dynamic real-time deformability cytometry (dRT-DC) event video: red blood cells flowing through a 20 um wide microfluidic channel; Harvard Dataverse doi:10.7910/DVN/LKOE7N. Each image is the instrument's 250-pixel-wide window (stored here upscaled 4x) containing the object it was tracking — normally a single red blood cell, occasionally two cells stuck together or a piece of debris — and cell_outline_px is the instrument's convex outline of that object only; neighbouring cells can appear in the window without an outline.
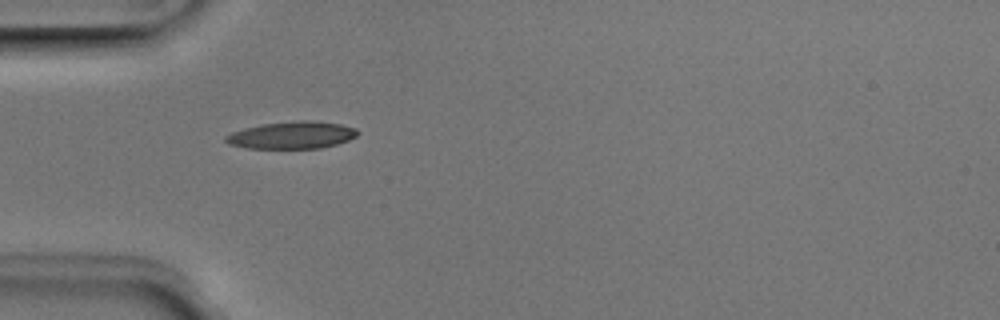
{"species": "Egyptian fruit bat (a non-hibernating species)", "species_latin": "Rousettus aegyptiacus", "temperature_condition": "room temperature", "stored_images_in_passage": 36, "camera_frame_rate_fps": 3000, "um_per_image_px": 0.085, "animal": {"sex": "male"}, "frame": {"image": 1, "passage_image": 1, "time_ms": 0.0, "image_size_px": [1000, 320], "cell_outline_px": [[360, 132], [356, 136], [348, 140], [336, 144], [320, 148], [248, 148], [228, 144], [224, 140], [224, 136], [232, 132], [244, 128], [264, 124], [300, 120], [304, 120], [340, 124], [356, 128]], "centroid_in_image_um": [24.8, 11.49], "position_along_channel_um": 60.2, "area_um2": 20.75}}
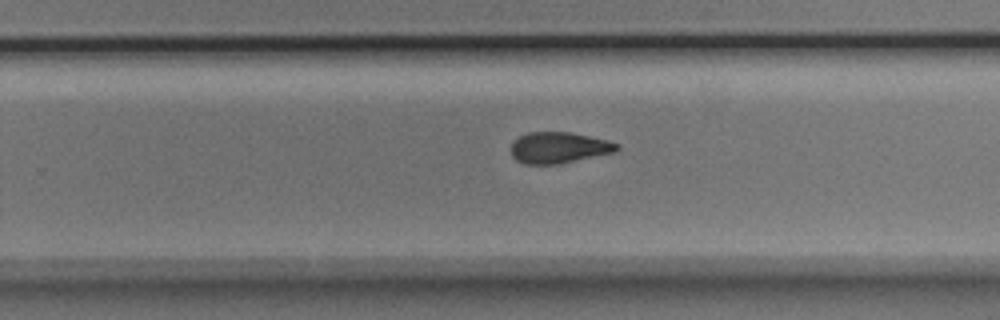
{"frame": {"image": 2, "passage_image": 18, "time_ms": 5.667, "image_size_px": [1000, 320], "cell_outline_px": [[620, 148], [616, 152], [560, 164], [524, 164], [516, 160], [512, 156], [508, 148], [512, 140], [528, 132], [572, 132], [608, 140], [620, 144]], "centroid_in_image_um": [47.48, 12.55], "position_along_channel_um": 282.3, "area_um2": 19.71}}
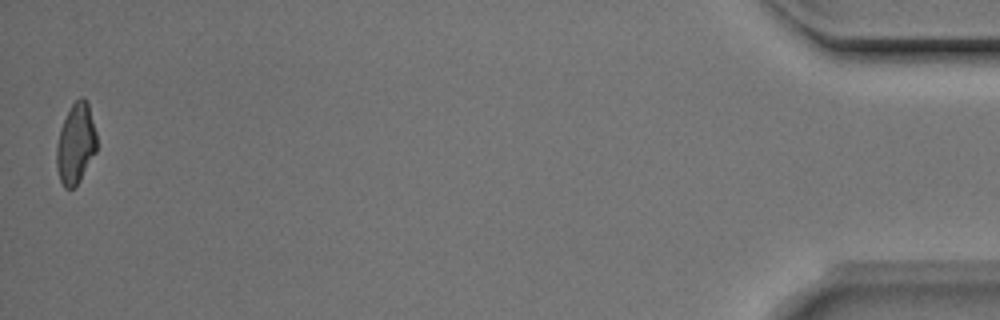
{"frame": {"image": 3, "passage_image": 36, "time_ms": 11.667, "image_size_px": [1000, 320], "cell_outline_px": [[96, 152], [80, 180], [72, 188], [64, 188], [60, 180], [56, 168], [56, 144], [60, 128], [72, 104], [80, 96], [84, 96], [88, 104], [96, 132]], "centroid_in_image_um": [6.42, 12.21], "position_along_channel_um": 428.8, "area_um2": 18.79}, "authors_computed_cell_mechanics": {"area_um2": 19.941, "velocity_mm_per_s": 3.984, "shape_relaxation_time_tau1_ms": 4.8646, "shape_relaxation_time_tau2_ms": 3.3715, "deformation_change_tau1": 0.1481, "deformation_change_tau2": 0.1065}}